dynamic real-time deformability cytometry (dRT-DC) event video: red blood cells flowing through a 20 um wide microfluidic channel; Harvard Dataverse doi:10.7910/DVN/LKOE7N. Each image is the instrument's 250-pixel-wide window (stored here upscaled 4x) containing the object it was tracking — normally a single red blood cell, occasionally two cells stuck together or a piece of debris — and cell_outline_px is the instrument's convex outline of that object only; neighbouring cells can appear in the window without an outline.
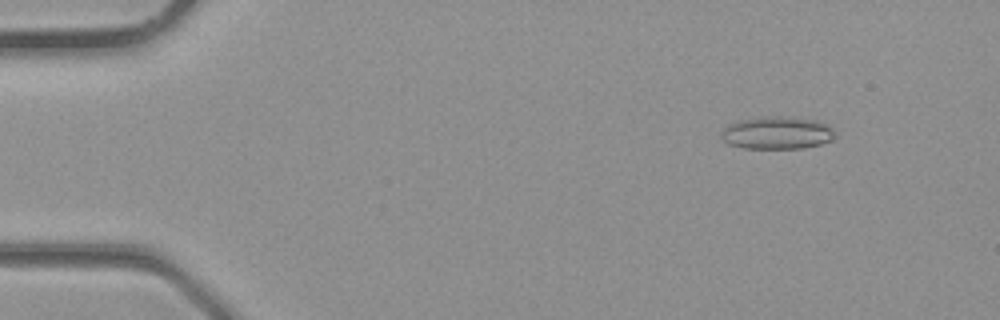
{"species": "common noctule bat (a hibernating species)", "species_latin": "Nyctalus noctula", "temperature_condition": "room temperature", "stored_images_in_passage": 4, "camera_frame_rate_fps": 3000, "um_per_image_px": 0.085, "animal": {"sex": "male", "body_mass_g": 23.1, "forearm_length_mm": 52.7}, "frame": {"image": 1, "passage_image": 1, "time_ms": 0.0, "image_size_px": [1000, 320], "cell_outline_px": [[836, 136], [832, 140], [820, 144], [804, 148], [744, 148], [728, 144], [720, 136], [724, 128], [728, 124], [736, 120], [760, 116], [764, 116], [816, 120], [832, 128], [836, 132]], "centroid_in_image_um": [66.02, 11.3], "position_along_channel_um": 19.0, "area_um2": 21.56}}